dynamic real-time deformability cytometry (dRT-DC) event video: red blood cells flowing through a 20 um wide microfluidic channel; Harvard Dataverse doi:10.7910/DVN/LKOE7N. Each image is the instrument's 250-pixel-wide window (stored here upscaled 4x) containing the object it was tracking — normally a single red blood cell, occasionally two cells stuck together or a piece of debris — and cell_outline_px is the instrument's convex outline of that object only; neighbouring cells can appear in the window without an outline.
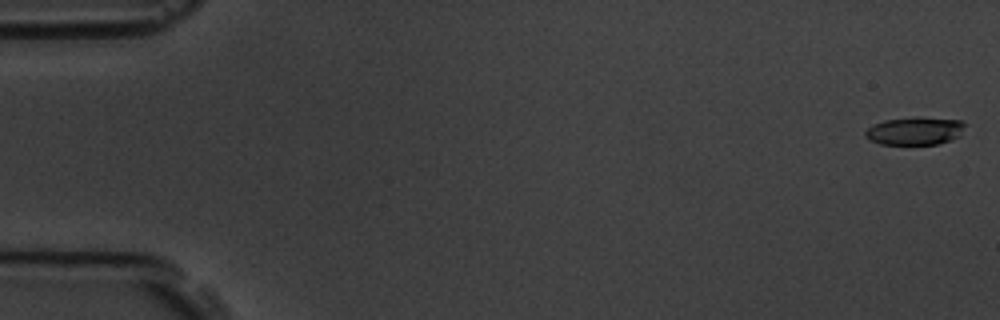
{"species": "common noctule bat (a hibernating species)", "species_latin": "Nyctalus noctula", "temperature_condition": "room temperature", "stored_images_in_passage": 58, "camera_frame_rate_fps": 3000, "um_per_image_px": 0.085, "animal": {"sex": "male", "body_mass_g": 19.5, "forearm_length_mm": 54.6}, "frame": {"image": 1, "passage_image": 1, "time_ms": 0.0, "image_size_px": [1000, 320], "cell_outline_px": [[968, 124], [960, 136], [952, 140], [936, 144], [880, 144], [864, 136], [864, 132], [872, 124], [884, 120], [960, 120]], "centroid_in_image_um": [77.78, 11.18], "position_along_channel_um": 7.2, "area_um2": 15.43}}
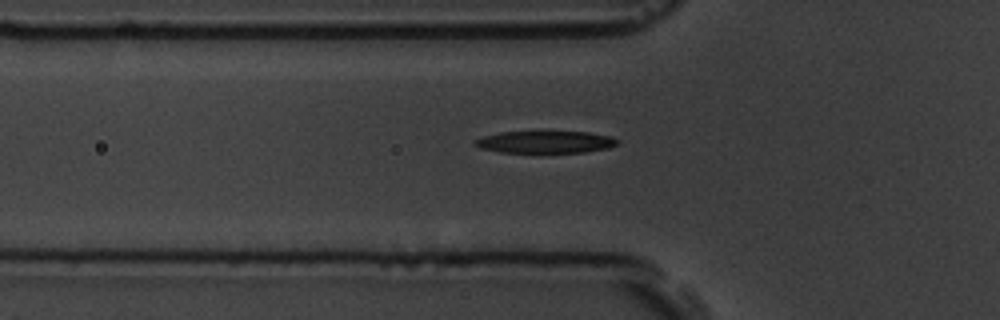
{"frame": {"image": 2, "passage_image": 20, "time_ms": 6.333, "image_size_px": [1000, 320], "cell_outline_px": [[620, 144], [608, 148], [584, 152], [500, 152], [480, 148], [472, 140], [484, 136], [500, 132], [588, 132], [612, 136], [620, 140]], "centroid_in_image_um": [46.41, 12.07], "position_along_channel_um": 79.4, "area_um2": 18.32}}
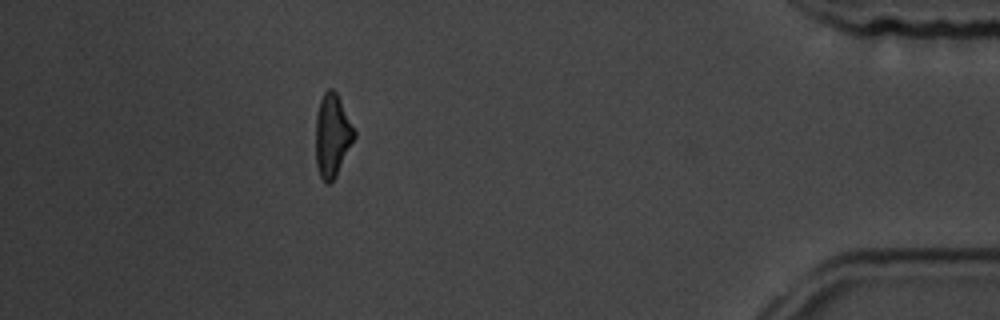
{"frame": {"image": 3, "passage_image": 52, "time_ms": 17.0, "image_size_px": [1000, 320], "cell_outline_px": [[356, 136], [336, 176], [328, 184], [324, 184], [320, 176], [316, 164], [316, 112], [320, 100], [324, 92], [328, 88], [332, 88], [336, 92], [356, 132]], "centroid_in_image_um": [28.23, 11.52], "position_along_channel_um": 407.0, "area_um2": 18.61}, "authors_computed_cell_mechanics": {"area_um2": 19.0162, "velocity_mm_per_s": 3.5406, "shape_relaxation_time_tau1_ms": 3.1396, "shape_relaxation_time_tau2_ms": 5.4238, "deformation_change_tau1": 0.1872, "deformation_change_tau2": 0.1672}}